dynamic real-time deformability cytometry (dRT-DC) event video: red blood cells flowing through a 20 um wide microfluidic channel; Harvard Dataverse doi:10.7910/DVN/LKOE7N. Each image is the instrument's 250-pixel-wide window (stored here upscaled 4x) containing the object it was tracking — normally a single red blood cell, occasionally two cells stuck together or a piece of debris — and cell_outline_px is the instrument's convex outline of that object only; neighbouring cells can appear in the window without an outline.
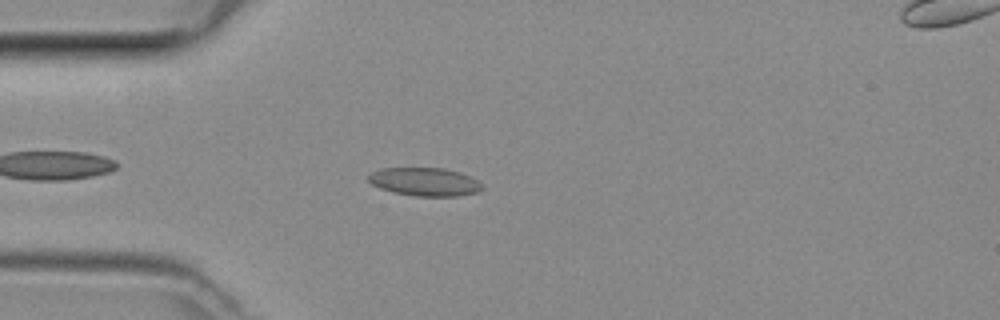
{"species": "common noctule bat (a hibernating species)", "species_latin": "Nyctalus noctula", "temperature_condition": "room temperature", "stored_images_in_passage": 40, "camera_frame_rate_fps": 3000, "um_per_image_px": 0.085, "animal": {"sex": "female", "body_mass_g": 29.2, "forearm_length_mm": 56.3}, "frame": {"image": 1, "passage_image": 5, "time_ms": 1.333, "image_size_px": [1000, 320], "cell_outline_px": [[484, 188], [476, 192], [460, 196], [416, 196], [392, 192], [380, 188], [372, 184], [368, 180], [368, 176], [372, 172], [380, 168], [444, 168], [460, 172], [476, 180]], "centroid_in_image_um": [36.08, 15.45], "position_along_channel_um": 48.9, "area_um2": 18.67}}
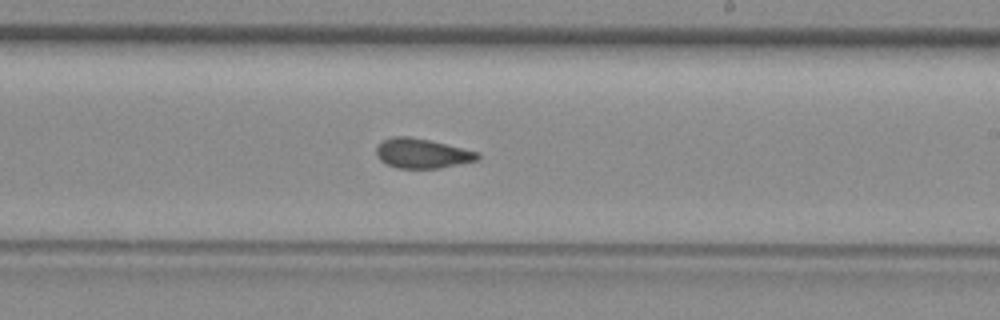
{"frame": {"image": 2, "passage_image": 20, "time_ms": 6.333, "image_size_px": [1000, 320], "cell_outline_px": [[480, 160], [440, 168], [396, 168], [380, 160], [376, 156], [376, 148], [384, 140], [396, 136], [408, 136], [428, 140], [480, 152]], "centroid_in_image_um": [35.91, 13.05], "position_along_channel_um": 253.1, "area_um2": 17.46}}
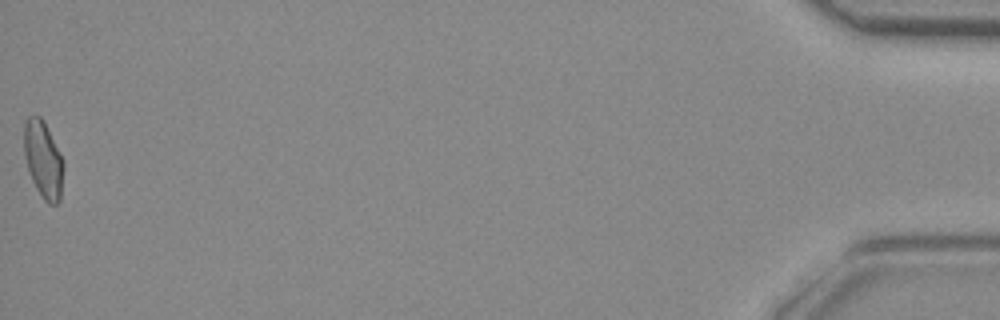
{"frame": {"image": 3, "passage_image": 40, "time_ms": 13.0, "image_size_px": [1000, 320], "cell_outline_px": [[64, 168], [60, 200], [56, 204], [48, 204], [44, 200], [36, 188], [32, 180], [24, 156], [24, 124], [28, 116], [40, 116], [44, 120], [64, 160]], "centroid_in_image_um": [3.69, 13.56], "position_along_channel_um": 431.5, "area_um2": 17.86}}